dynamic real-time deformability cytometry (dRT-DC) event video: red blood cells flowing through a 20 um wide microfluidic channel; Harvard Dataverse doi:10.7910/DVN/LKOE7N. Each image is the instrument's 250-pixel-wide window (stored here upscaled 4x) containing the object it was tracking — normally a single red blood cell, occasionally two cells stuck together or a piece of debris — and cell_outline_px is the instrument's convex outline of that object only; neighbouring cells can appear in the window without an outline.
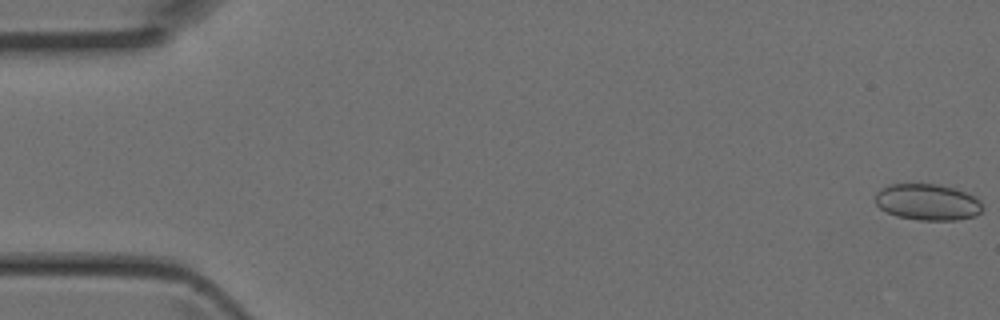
{"species": "Egyptian fruit bat (a non-hibernating species)", "species_latin": "Rousettus aegyptiacus", "temperature_condition": "room temperature", "stored_images_in_passage": 45, "camera_frame_rate_fps": 3000, "um_per_image_px": 0.085, "animal": {"sex": "female"}, "frame": {"image": 1, "passage_image": 1, "time_ms": 0.0, "image_size_px": [1000, 320], "cell_outline_px": [[984, 208], [976, 216], [956, 220], [920, 220], [896, 216], [880, 208], [876, 204], [876, 192], [880, 188], [888, 184], [940, 184], [964, 192], [980, 200]], "centroid_in_image_um": [78.83, 17.18], "position_along_channel_um": 6.2, "area_um2": 22.72}}
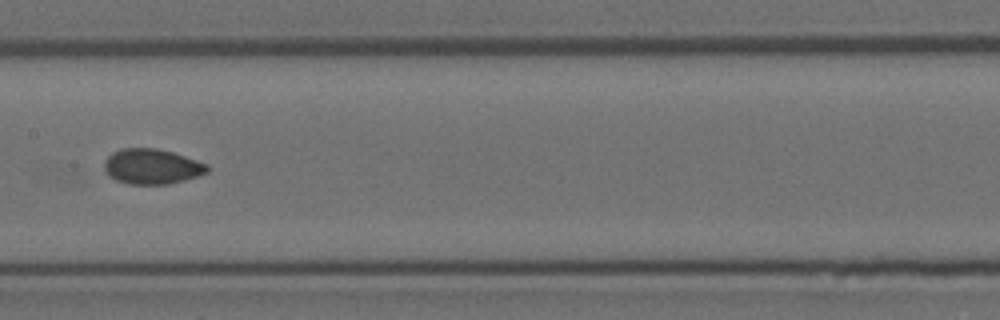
{"frame": {"image": 2, "passage_image": 23, "time_ms": 7.333, "image_size_px": [1000, 320], "cell_outline_px": [[208, 172], [184, 180], [168, 184], [128, 184], [116, 180], [108, 176], [104, 168], [104, 160], [112, 152], [120, 148], [156, 148], [172, 152], [208, 164]], "centroid_in_image_um": [12.87, 14.15], "position_along_channel_um": 194.5, "area_um2": 21.15}}
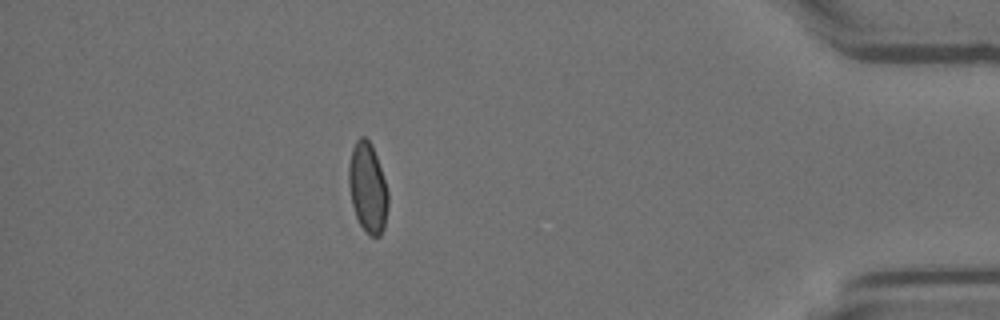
{"frame": {"image": 3, "passage_image": 40, "time_ms": 13.0, "image_size_px": [1000, 320], "cell_outline_px": [[388, 204], [384, 228], [380, 236], [368, 236], [360, 224], [356, 216], [352, 204], [348, 184], [348, 164], [352, 148], [356, 140], [360, 136], [364, 136], [372, 144], [388, 192]], "centroid_in_image_um": [31.24, 15.96], "position_along_channel_um": 404.0, "area_um2": 20.63}}